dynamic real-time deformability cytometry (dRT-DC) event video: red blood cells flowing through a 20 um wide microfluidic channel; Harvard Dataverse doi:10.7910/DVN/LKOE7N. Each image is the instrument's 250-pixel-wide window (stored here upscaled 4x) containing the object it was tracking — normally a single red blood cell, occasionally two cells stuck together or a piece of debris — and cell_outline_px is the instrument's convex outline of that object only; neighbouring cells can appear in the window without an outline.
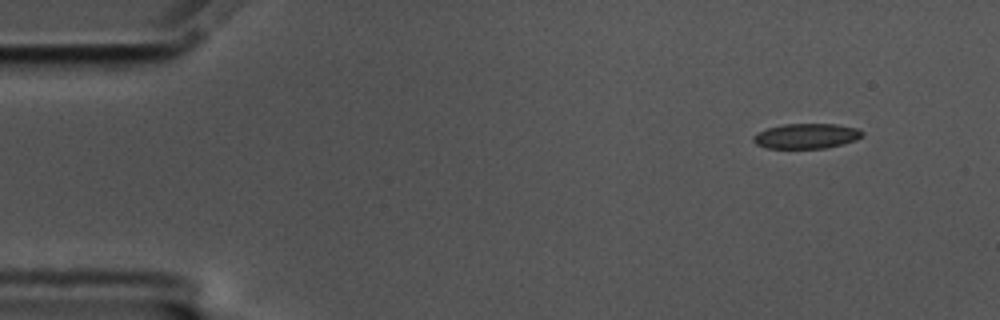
{"species": "common noctule bat (a hibernating species)", "species_latin": "Nyctalus noctula", "temperature_condition": "cold", "stored_images_in_passage": 12, "camera_frame_rate_fps": 3000, "um_per_image_px": 0.085, "animal": {"sex": "male", "body_mass_g": 17.5, "forearm_length_mm": 52.3}, "frame": {"image": 1, "passage_image": 1, "time_ms": 0.0, "image_size_px": [1000, 320], "cell_outline_px": [[864, 136], [856, 140], [824, 148], [768, 148], [756, 144], [752, 140], [752, 136], [756, 132], [768, 128], [784, 124], [840, 124], [856, 128], [864, 132]], "centroid_in_image_um": [68.54, 11.55], "position_along_channel_um": 16.5, "area_um2": 15.95}}
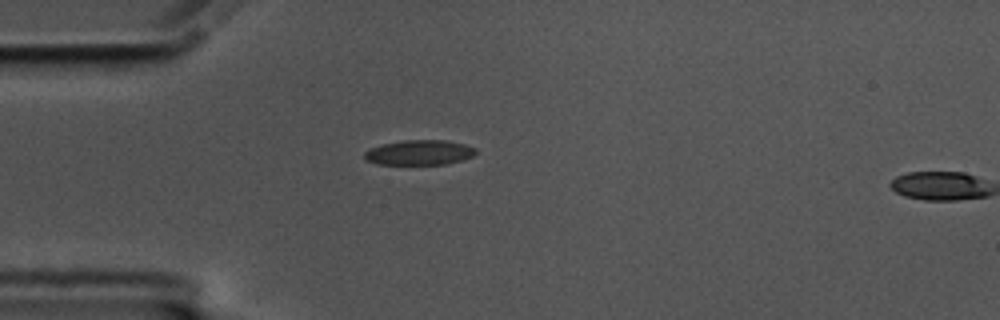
{"frame": {"image": 2, "passage_image": 11, "time_ms": 3.333, "image_size_px": [1000, 320], "cell_outline_px": [[476, 152], [472, 156], [460, 160], [444, 164], [376, 164], [364, 160], [364, 152], [372, 148], [384, 144], [404, 140], [444, 140], [464, 144], [476, 148]], "centroid_in_image_um": [35.62, 12.97], "position_along_channel_um": 49.4, "area_um2": 16.01}}